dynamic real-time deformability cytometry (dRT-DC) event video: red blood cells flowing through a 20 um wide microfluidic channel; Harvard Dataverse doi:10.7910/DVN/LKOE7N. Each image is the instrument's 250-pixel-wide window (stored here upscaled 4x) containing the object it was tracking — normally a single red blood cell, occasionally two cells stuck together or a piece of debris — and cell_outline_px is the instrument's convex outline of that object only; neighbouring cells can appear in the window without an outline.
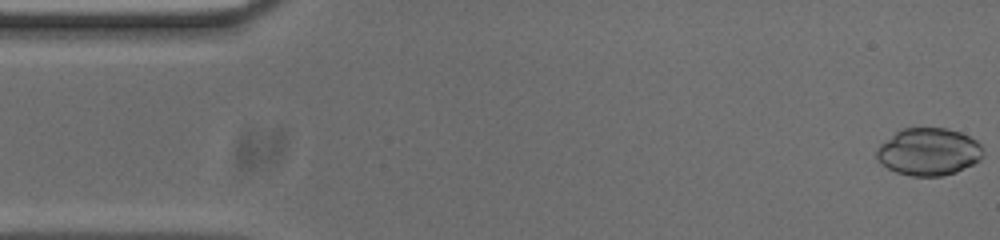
{"species": "common noctule bat (a hibernating species)", "species_latin": "Nyctalus noctula", "temperature_condition": "cold", "stored_images_in_passage": 53, "camera_frame_rate_fps": 3000, "um_per_image_px": 0.085, "animal": {"sex": "male", "body_mass_g": 20.0, "forearm_length_mm": 53.3}, "frame": {"image": 1, "passage_image": 1, "time_ms": 0.0, "image_size_px": [1000, 240], "cell_outline_px": [[984, 152], [980, 160], [956, 172], [940, 176], [912, 176], [896, 172], [880, 164], [876, 156], [876, 148], [880, 144], [896, 132], [904, 128], [948, 128], [960, 132], [976, 140], [980, 144]], "centroid_in_image_um": [78.92, 12.9], "position_along_channel_um": 6.1, "area_um2": 29.42}}
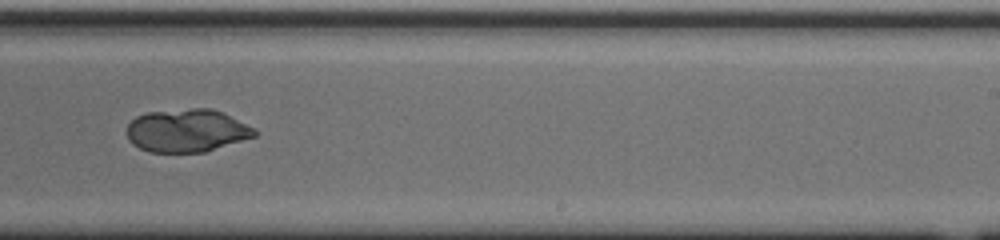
{"frame": {"image": 2, "passage_image": 32, "time_ms": 10.333, "image_size_px": [1000, 240], "cell_outline_px": [[256, 136], [204, 152], [148, 152], [132, 144], [128, 140], [128, 124], [136, 116], [148, 112], [192, 108], [212, 108], [224, 112], [256, 128]], "centroid_in_image_um": [15.9, 11.09], "position_along_channel_um": 273.1, "area_um2": 32.14}}
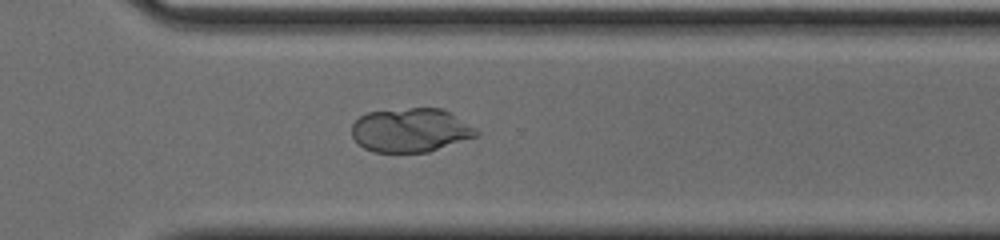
{"frame": {"image": 3, "passage_image": 37, "time_ms": 12.0, "image_size_px": [1000, 240], "cell_outline_px": [[480, 132], [476, 136], [428, 152], [372, 152], [364, 148], [352, 136], [352, 124], [360, 116], [368, 112], [408, 108], [444, 108], [476, 128]], "centroid_in_image_um": [34.9, 11.06], "position_along_channel_um": 335.7, "area_um2": 31.85}}